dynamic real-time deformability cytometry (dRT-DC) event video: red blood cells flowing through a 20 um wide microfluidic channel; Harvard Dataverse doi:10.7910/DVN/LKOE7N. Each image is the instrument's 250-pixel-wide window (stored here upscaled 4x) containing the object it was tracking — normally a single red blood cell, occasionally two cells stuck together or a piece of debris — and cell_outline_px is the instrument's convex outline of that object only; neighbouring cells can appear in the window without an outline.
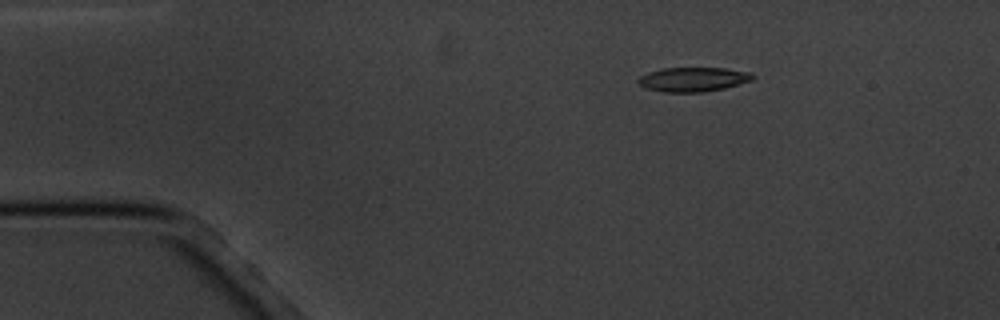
{"species": "common noctule bat (a hibernating species)", "species_latin": "Nyctalus noctula", "temperature_condition": "cold", "stored_images_in_passage": 5, "camera_frame_rate_fps": 3000, "um_per_image_px": 0.085, "animal": {"sex": "male", "body_mass_g": 20.1, "forearm_length_mm": 53.5}, "frame": {"image": 1, "passage_image": 2, "time_ms": 2.333, "image_size_px": [1000, 320], "cell_outline_px": [[756, 76], [752, 80], [724, 88], [704, 92], [664, 92], [644, 88], [636, 80], [640, 76], [648, 72], [664, 68], [724, 68], [752, 72]], "centroid_in_image_um": [58.92, 6.74], "position_along_channel_um": 26.1, "area_um2": 16.3}}